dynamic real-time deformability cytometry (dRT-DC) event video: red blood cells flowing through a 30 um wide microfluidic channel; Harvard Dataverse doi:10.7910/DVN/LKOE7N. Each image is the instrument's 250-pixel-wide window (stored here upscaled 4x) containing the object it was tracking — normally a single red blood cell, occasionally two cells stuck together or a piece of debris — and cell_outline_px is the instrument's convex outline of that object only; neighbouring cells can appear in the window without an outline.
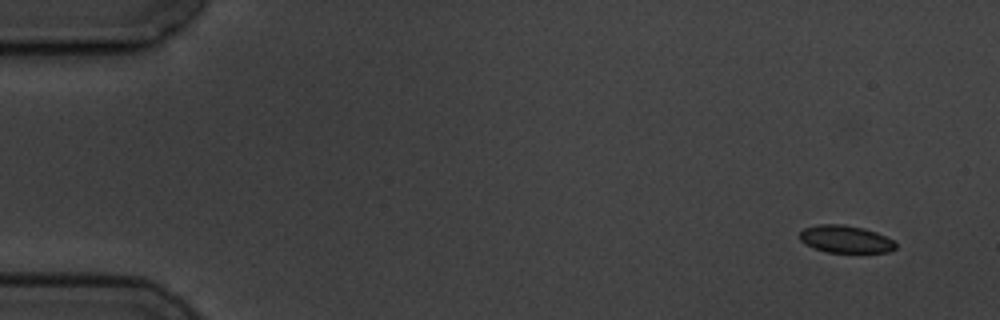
{"species": "common noctule bat (a hibernating species)", "species_latin": "Nyctalus noctula", "temperature_condition": "cold", "stored_images_in_passage": 9, "camera_frame_rate_fps": 3000, "um_per_image_px": 0.085, "animal": {"sex": "male", "body_mass_g": 19.5, "forearm_length_mm": 54.6}, "frame": {"image": 1, "passage_image": 1, "time_ms": 0.0, "image_size_px": [1000, 320], "cell_outline_px": [[896, 248], [888, 252], [828, 252], [812, 248], [800, 240], [800, 232], [804, 228], [816, 224], [844, 224], [864, 228], [876, 232], [892, 240], [896, 244]], "centroid_in_image_um": [71.84, 20.32], "position_along_channel_um": 13.2, "area_um2": 15.32}}
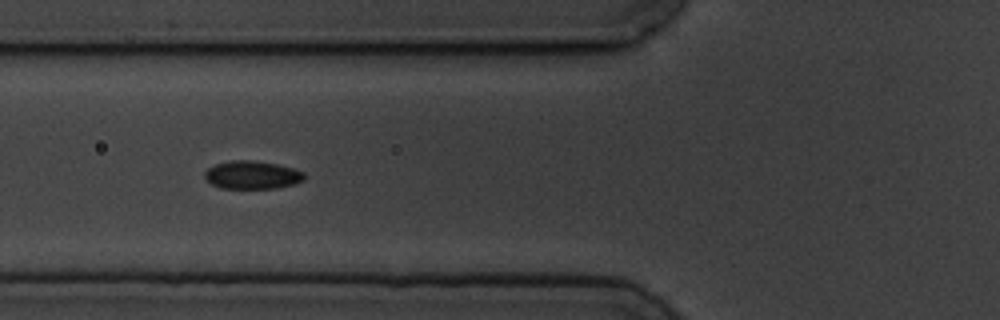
{"frame": {"image": 2, "passage_image": 6, "time_ms": 6.0, "image_size_px": [1000, 320], "cell_outline_px": [[304, 180], [292, 184], [276, 188], [220, 188], [212, 184], [204, 176], [204, 172], [208, 168], [216, 164], [232, 160], [252, 160], [276, 164], [292, 168], [304, 172]], "centroid_in_image_um": [21.41, 14.87], "position_along_channel_um": 104.4, "area_um2": 16.13}}
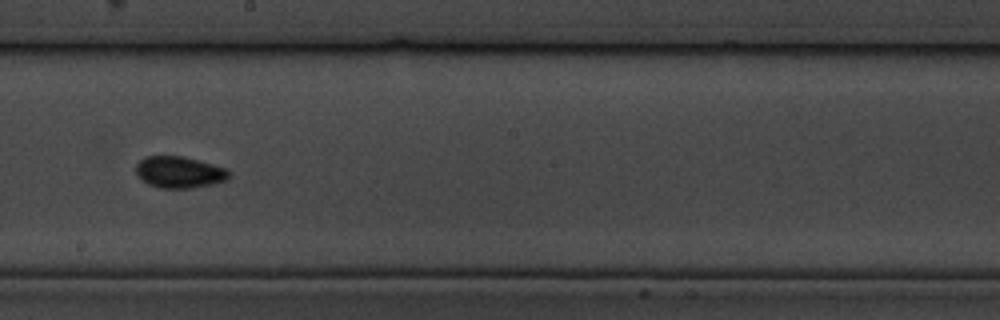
{"frame": {"image": 3, "passage_image": 9, "time_ms": 9.667, "image_size_px": [1000, 320], "cell_outline_px": [[228, 176], [224, 180], [212, 184], [192, 188], [160, 188], [148, 184], [136, 172], [136, 164], [144, 156], [184, 156], [228, 168]], "centroid_in_image_um": [15.23, 14.62], "position_along_channel_um": 233.0, "area_um2": 16.99}}